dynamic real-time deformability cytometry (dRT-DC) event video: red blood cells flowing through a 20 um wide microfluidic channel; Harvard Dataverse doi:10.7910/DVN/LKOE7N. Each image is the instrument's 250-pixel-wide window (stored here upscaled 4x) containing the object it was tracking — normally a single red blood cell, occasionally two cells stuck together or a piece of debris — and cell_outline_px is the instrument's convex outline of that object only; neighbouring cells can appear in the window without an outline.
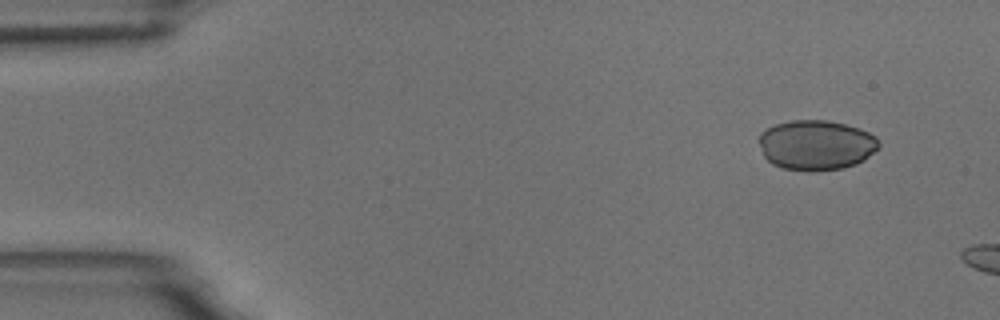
{"species": "common noctule bat (a hibernating species)", "species_latin": "Nyctalus noctula", "temperature_condition": "room temperature", "stored_images_in_passage": 3, "camera_frame_rate_fps": 3000, "um_per_image_px": 0.085, "animal": {"sex": "male", "body_mass_g": 18.8}, "frame": {"image": 1, "passage_image": 1, "time_ms": 0.0, "image_size_px": [1000, 320], "cell_outline_px": [[880, 144], [864, 160], [856, 164], [844, 168], [812, 172], [808, 172], [784, 168], [772, 164], [764, 156], [760, 144], [760, 132], [776, 124], [792, 120], [828, 120], [844, 124], [868, 132], [876, 136]], "centroid_in_image_um": [69.36, 12.34], "position_along_channel_um": 15.6, "area_um2": 34.85}}